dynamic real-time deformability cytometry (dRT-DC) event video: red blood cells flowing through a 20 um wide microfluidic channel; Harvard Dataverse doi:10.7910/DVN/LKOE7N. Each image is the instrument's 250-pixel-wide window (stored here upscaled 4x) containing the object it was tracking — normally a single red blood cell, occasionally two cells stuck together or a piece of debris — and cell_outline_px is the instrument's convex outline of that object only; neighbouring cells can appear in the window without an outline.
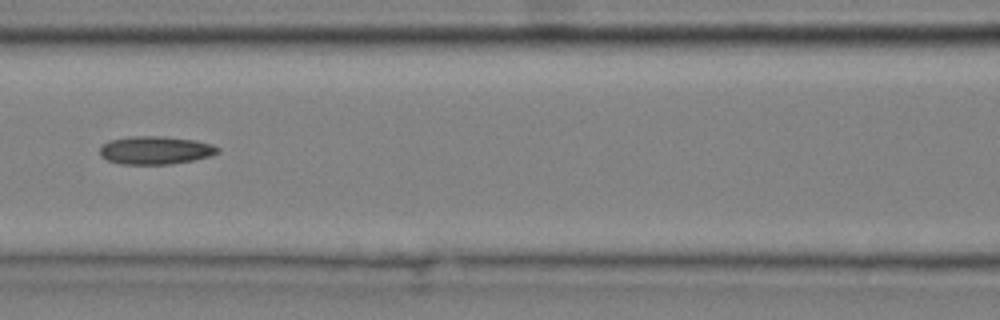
{"species": "common noctule bat (a hibernating species)", "species_latin": "Nyctalus noctula", "temperature_condition": "cold", "stored_images_in_passage": 9, "camera_frame_rate_fps": 3000, "um_per_image_px": 0.085, "animal": {"sex": "male", "body_mass_g": 20.4}, "frame": {"image": 1, "passage_image": 6, "time_ms": 1.667, "image_size_px": [1000, 320], "cell_outline_px": [[220, 152], [212, 156], [172, 164], [120, 164], [108, 160], [100, 156], [100, 148], [104, 144], [112, 140], [128, 136], [164, 136], [196, 140], [212, 144], [220, 148]], "centroid_in_image_um": [13.25, 12.77], "position_along_channel_um": 153.3, "area_um2": 19.42}}
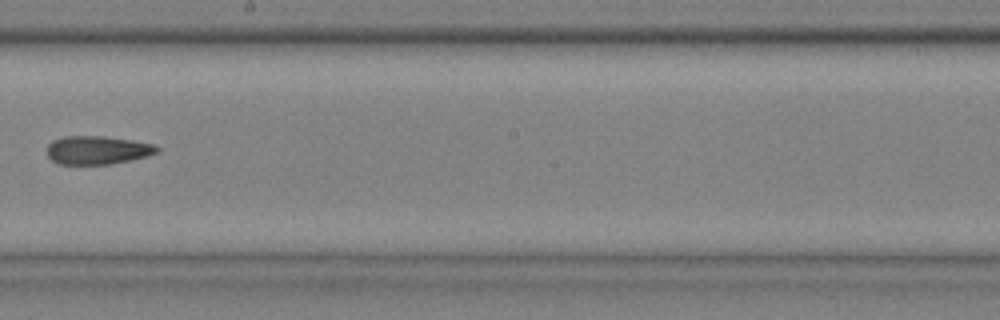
{"frame": {"image": 2, "passage_image": 8, "time_ms": 2.333, "image_size_px": [1000, 320], "cell_outline_px": [[160, 152], [148, 156], [112, 164], [56, 164], [48, 156], [48, 144], [52, 140], [64, 136], [104, 136], [132, 140], [152, 144], [160, 148]], "centroid_in_image_um": [8.29, 12.76], "position_along_channel_um": 239.9, "area_um2": 18.32}}
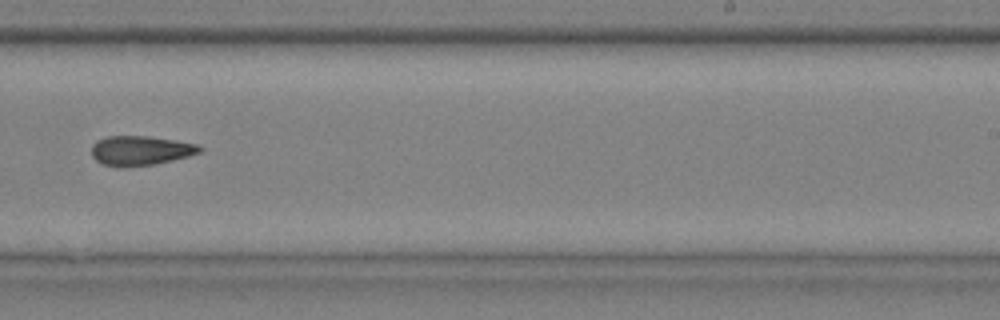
{"frame": {"image": 3, "passage_image": 9, "time_ms": 2.667, "image_size_px": [1000, 320], "cell_outline_px": [[204, 148], [200, 152], [188, 156], [156, 164], [124, 168], [120, 168], [104, 164], [96, 160], [92, 156], [92, 144], [96, 140], [108, 136], [148, 136], [200, 144]], "centroid_in_image_um": [11.94, 12.8], "position_along_channel_um": 277.1, "area_um2": 18.84}}